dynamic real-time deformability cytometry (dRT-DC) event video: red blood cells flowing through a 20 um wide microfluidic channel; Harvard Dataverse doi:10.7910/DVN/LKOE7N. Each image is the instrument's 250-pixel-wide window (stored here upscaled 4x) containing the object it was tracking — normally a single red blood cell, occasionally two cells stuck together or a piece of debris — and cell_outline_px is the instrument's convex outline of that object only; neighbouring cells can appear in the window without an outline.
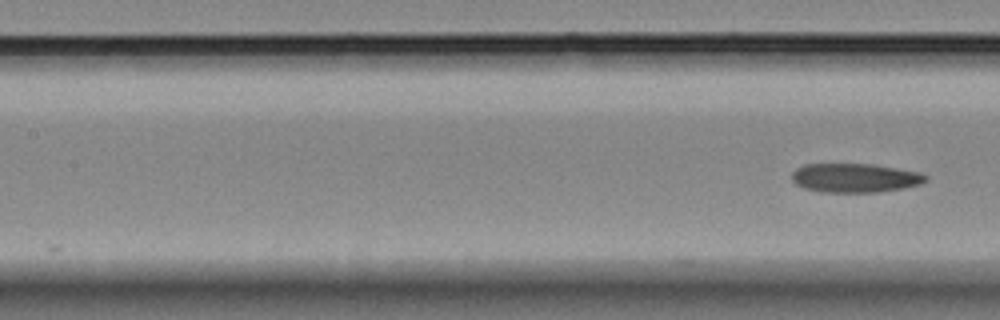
{"species": "Egyptian fruit bat (a non-hibernating species)", "species_latin": "Rousettus aegyptiacus", "temperature_condition": "room temperature", "stored_images_in_passage": 13, "camera_frame_rate_fps": 3000, "um_per_image_px": 0.085, "animal": {"sex": "female"}, "frame": {"image": 1, "passage_image": 13, "time_ms": 4.0, "image_size_px": [1000, 320], "cell_outline_px": [[928, 180], [920, 184], [904, 188], [876, 192], [820, 192], [804, 188], [796, 184], [792, 180], [792, 172], [796, 168], [804, 164], [872, 164], [920, 172], [928, 176]], "centroid_in_image_um": [72.67, 15.12], "position_along_channel_um": 134.7, "area_um2": 22.72}}